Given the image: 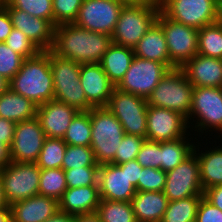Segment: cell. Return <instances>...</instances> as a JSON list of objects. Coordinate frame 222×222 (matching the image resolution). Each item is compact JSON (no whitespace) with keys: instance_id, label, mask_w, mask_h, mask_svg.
Instances as JSON below:
<instances>
[{"instance_id":"cell-1","label":"cell","mask_w":222,"mask_h":222,"mask_svg":"<svg viewBox=\"0 0 222 222\" xmlns=\"http://www.w3.org/2000/svg\"><path fill=\"white\" fill-rule=\"evenodd\" d=\"M112 44L111 35L96 33L74 23L57 25L51 51L79 64L100 63Z\"/></svg>"},{"instance_id":"cell-2","label":"cell","mask_w":222,"mask_h":222,"mask_svg":"<svg viewBox=\"0 0 222 222\" xmlns=\"http://www.w3.org/2000/svg\"><path fill=\"white\" fill-rule=\"evenodd\" d=\"M9 88L37 106L53 100L49 51H40L36 56L26 58L18 73L9 81Z\"/></svg>"},{"instance_id":"cell-3","label":"cell","mask_w":222,"mask_h":222,"mask_svg":"<svg viewBox=\"0 0 222 222\" xmlns=\"http://www.w3.org/2000/svg\"><path fill=\"white\" fill-rule=\"evenodd\" d=\"M90 122V147L96 163L99 166L112 163L125 134L121 123L107 107L90 109Z\"/></svg>"},{"instance_id":"cell-4","label":"cell","mask_w":222,"mask_h":222,"mask_svg":"<svg viewBox=\"0 0 222 222\" xmlns=\"http://www.w3.org/2000/svg\"><path fill=\"white\" fill-rule=\"evenodd\" d=\"M50 67L54 83V99L73 106L79 111H89L93 106L87 101L80 83V64L57 56L49 50Z\"/></svg>"},{"instance_id":"cell-5","label":"cell","mask_w":222,"mask_h":222,"mask_svg":"<svg viewBox=\"0 0 222 222\" xmlns=\"http://www.w3.org/2000/svg\"><path fill=\"white\" fill-rule=\"evenodd\" d=\"M194 86L181 68L170 69L147 97L148 106L166 108L189 117Z\"/></svg>"},{"instance_id":"cell-6","label":"cell","mask_w":222,"mask_h":222,"mask_svg":"<svg viewBox=\"0 0 222 222\" xmlns=\"http://www.w3.org/2000/svg\"><path fill=\"white\" fill-rule=\"evenodd\" d=\"M160 6L125 4L121 10L112 37V43L134 48L156 22Z\"/></svg>"},{"instance_id":"cell-7","label":"cell","mask_w":222,"mask_h":222,"mask_svg":"<svg viewBox=\"0 0 222 222\" xmlns=\"http://www.w3.org/2000/svg\"><path fill=\"white\" fill-rule=\"evenodd\" d=\"M106 107L119 120L125 134L146 139L148 108L146 98L114 88Z\"/></svg>"},{"instance_id":"cell-8","label":"cell","mask_w":222,"mask_h":222,"mask_svg":"<svg viewBox=\"0 0 222 222\" xmlns=\"http://www.w3.org/2000/svg\"><path fill=\"white\" fill-rule=\"evenodd\" d=\"M193 117V118H192ZM191 118L195 122L196 130L206 133L219 131L222 134V88L220 87H194L192 94V104L189 117L186 119L189 124ZM196 118V120H194ZM190 119V120H189ZM205 130V132H203Z\"/></svg>"},{"instance_id":"cell-9","label":"cell","mask_w":222,"mask_h":222,"mask_svg":"<svg viewBox=\"0 0 222 222\" xmlns=\"http://www.w3.org/2000/svg\"><path fill=\"white\" fill-rule=\"evenodd\" d=\"M5 200L10 206L39 194L40 168L36 163L11 161L0 169Z\"/></svg>"},{"instance_id":"cell-10","label":"cell","mask_w":222,"mask_h":222,"mask_svg":"<svg viewBox=\"0 0 222 222\" xmlns=\"http://www.w3.org/2000/svg\"><path fill=\"white\" fill-rule=\"evenodd\" d=\"M170 69H173L170 64L134 56L129 69L115 88L147 99Z\"/></svg>"},{"instance_id":"cell-11","label":"cell","mask_w":222,"mask_h":222,"mask_svg":"<svg viewBox=\"0 0 222 222\" xmlns=\"http://www.w3.org/2000/svg\"><path fill=\"white\" fill-rule=\"evenodd\" d=\"M156 22L162 27L166 38L170 65L181 68L198 54V30L167 18L161 11Z\"/></svg>"},{"instance_id":"cell-12","label":"cell","mask_w":222,"mask_h":222,"mask_svg":"<svg viewBox=\"0 0 222 222\" xmlns=\"http://www.w3.org/2000/svg\"><path fill=\"white\" fill-rule=\"evenodd\" d=\"M160 11L169 19L199 30L218 21L217 0H161Z\"/></svg>"},{"instance_id":"cell-13","label":"cell","mask_w":222,"mask_h":222,"mask_svg":"<svg viewBox=\"0 0 222 222\" xmlns=\"http://www.w3.org/2000/svg\"><path fill=\"white\" fill-rule=\"evenodd\" d=\"M124 5L120 0H83L74 24L92 32L112 35Z\"/></svg>"},{"instance_id":"cell-14","label":"cell","mask_w":222,"mask_h":222,"mask_svg":"<svg viewBox=\"0 0 222 222\" xmlns=\"http://www.w3.org/2000/svg\"><path fill=\"white\" fill-rule=\"evenodd\" d=\"M164 195L168 201H177L192 196H203L199 163L193 152L173 170L166 172Z\"/></svg>"},{"instance_id":"cell-15","label":"cell","mask_w":222,"mask_h":222,"mask_svg":"<svg viewBox=\"0 0 222 222\" xmlns=\"http://www.w3.org/2000/svg\"><path fill=\"white\" fill-rule=\"evenodd\" d=\"M45 139V133L37 117L16 123L10 147L11 161L35 163Z\"/></svg>"},{"instance_id":"cell-16","label":"cell","mask_w":222,"mask_h":222,"mask_svg":"<svg viewBox=\"0 0 222 222\" xmlns=\"http://www.w3.org/2000/svg\"><path fill=\"white\" fill-rule=\"evenodd\" d=\"M146 125L147 140L161 142L189 137L186 118L166 108L148 106Z\"/></svg>"},{"instance_id":"cell-17","label":"cell","mask_w":222,"mask_h":222,"mask_svg":"<svg viewBox=\"0 0 222 222\" xmlns=\"http://www.w3.org/2000/svg\"><path fill=\"white\" fill-rule=\"evenodd\" d=\"M98 186L100 199L103 200L131 202L137 192L127 176V162L100 165Z\"/></svg>"},{"instance_id":"cell-18","label":"cell","mask_w":222,"mask_h":222,"mask_svg":"<svg viewBox=\"0 0 222 222\" xmlns=\"http://www.w3.org/2000/svg\"><path fill=\"white\" fill-rule=\"evenodd\" d=\"M13 28L22 31L41 51H49L54 43L55 27L45 19L36 18L25 11L12 7L6 0Z\"/></svg>"},{"instance_id":"cell-19","label":"cell","mask_w":222,"mask_h":222,"mask_svg":"<svg viewBox=\"0 0 222 222\" xmlns=\"http://www.w3.org/2000/svg\"><path fill=\"white\" fill-rule=\"evenodd\" d=\"M78 112L75 107L53 99L37 107L36 117L46 137L63 138Z\"/></svg>"},{"instance_id":"cell-20","label":"cell","mask_w":222,"mask_h":222,"mask_svg":"<svg viewBox=\"0 0 222 222\" xmlns=\"http://www.w3.org/2000/svg\"><path fill=\"white\" fill-rule=\"evenodd\" d=\"M80 83L93 107H106L115 86L100 63L80 64Z\"/></svg>"},{"instance_id":"cell-21","label":"cell","mask_w":222,"mask_h":222,"mask_svg":"<svg viewBox=\"0 0 222 222\" xmlns=\"http://www.w3.org/2000/svg\"><path fill=\"white\" fill-rule=\"evenodd\" d=\"M181 69L194 87L222 88V59L196 54Z\"/></svg>"},{"instance_id":"cell-22","label":"cell","mask_w":222,"mask_h":222,"mask_svg":"<svg viewBox=\"0 0 222 222\" xmlns=\"http://www.w3.org/2000/svg\"><path fill=\"white\" fill-rule=\"evenodd\" d=\"M10 208L12 222H45L59 211V204L53 198L38 194L11 204Z\"/></svg>"},{"instance_id":"cell-23","label":"cell","mask_w":222,"mask_h":222,"mask_svg":"<svg viewBox=\"0 0 222 222\" xmlns=\"http://www.w3.org/2000/svg\"><path fill=\"white\" fill-rule=\"evenodd\" d=\"M99 203L98 185L67 188L58 201L60 211L75 216L96 212Z\"/></svg>"},{"instance_id":"cell-24","label":"cell","mask_w":222,"mask_h":222,"mask_svg":"<svg viewBox=\"0 0 222 222\" xmlns=\"http://www.w3.org/2000/svg\"><path fill=\"white\" fill-rule=\"evenodd\" d=\"M168 202L163 191H137L131 200L137 222H161Z\"/></svg>"},{"instance_id":"cell-25","label":"cell","mask_w":222,"mask_h":222,"mask_svg":"<svg viewBox=\"0 0 222 222\" xmlns=\"http://www.w3.org/2000/svg\"><path fill=\"white\" fill-rule=\"evenodd\" d=\"M136 57L170 64V56L162 27L155 22L133 48Z\"/></svg>"},{"instance_id":"cell-26","label":"cell","mask_w":222,"mask_h":222,"mask_svg":"<svg viewBox=\"0 0 222 222\" xmlns=\"http://www.w3.org/2000/svg\"><path fill=\"white\" fill-rule=\"evenodd\" d=\"M135 54L132 48L112 43L100 62L110 82L116 87L123 79Z\"/></svg>"},{"instance_id":"cell-27","label":"cell","mask_w":222,"mask_h":222,"mask_svg":"<svg viewBox=\"0 0 222 222\" xmlns=\"http://www.w3.org/2000/svg\"><path fill=\"white\" fill-rule=\"evenodd\" d=\"M37 105L10 88L0 95V117L14 123L36 117Z\"/></svg>"},{"instance_id":"cell-28","label":"cell","mask_w":222,"mask_h":222,"mask_svg":"<svg viewBox=\"0 0 222 222\" xmlns=\"http://www.w3.org/2000/svg\"><path fill=\"white\" fill-rule=\"evenodd\" d=\"M194 146L193 152L197 156L200 180L203 190L222 185V146L210 147V150L199 153V145ZM197 149V150H196Z\"/></svg>"},{"instance_id":"cell-29","label":"cell","mask_w":222,"mask_h":222,"mask_svg":"<svg viewBox=\"0 0 222 222\" xmlns=\"http://www.w3.org/2000/svg\"><path fill=\"white\" fill-rule=\"evenodd\" d=\"M186 138L160 142L161 169L164 172L173 170L193 153L195 144Z\"/></svg>"},{"instance_id":"cell-30","label":"cell","mask_w":222,"mask_h":222,"mask_svg":"<svg viewBox=\"0 0 222 222\" xmlns=\"http://www.w3.org/2000/svg\"><path fill=\"white\" fill-rule=\"evenodd\" d=\"M198 54L222 59V25L218 21L198 30Z\"/></svg>"},{"instance_id":"cell-31","label":"cell","mask_w":222,"mask_h":222,"mask_svg":"<svg viewBox=\"0 0 222 222\" xmlns=\"http://www.w3.org/2000/svg\"><path fill=\"white\" fill-rule=\"evenodd\" d=\"M203 196L169 201L161 222H195L197 208Z\"/></svg>"},{"instance_id":"cell-32","label":"cell","mask_w":222,"mask_h":222,"mask_svg":"<svg viewBox=\"0 0 222 222\" xmlns=\"http://www.w3.org/2000/svg\"><path fill=\"white\" fill-rule=\"evenodd\" d=\"M95 213L101 222H137L131 202L100 199Z\"/></svg>"},{"instance_id":"cell-33","label":"cell","mask_w":222,"mask_h":222,"mask_svg":"<svg viewBox=\"0 0 222 222\" xmlns=\"http://www.w3.org/2000/svg\"><path fill=\"white\" fill-rule=\"evenodd\" d=\"M63 141L67 145H91V122H90V110L79 111L69 127L66 134L63 137Z\"/></svg>"},{"instance_id":"cell-34","label":"cell","mask_w":222,"mask_h":222,"mask_svg":"<svg viewBox=\"0 0 222 222\" xmlns=\"http://www.w3.org/2000/svg\"><path fill=\"white\" fill-rule=\"evenodd\" d=\"M67 188L64 169H40L39 195L59 201Z\"/></svg>"},{"instance_id":"cell-35","label":"cell","mask_w":222,"mask_h":222,"mask_svg":"<svg viewBox=\"0 0 222 222\" xmlns=\"http://www.w3.org/2000/svg\"><path fill=\"white\" fill-rule=\"evenodd\" d=\"M66 147L63 138L46 137L35 163L40 169L62 168Z\"/></svg>"},{"instance_id":"cell-36","label":"cell","mask_w":222,"mask_h":222,"mask_svg":"<svg viewBox=\"0 0 222 222\" xmlns=\"http://www.w3.org/2000/svg\"><path fill=\"white\" fill-rule=\"evenodd\" d=\"M99 166L94 158L93 150L90 146L67 145L63 157L62 169Z\"/></svg>"},{"instance_id":"cell-37","label":"cell","mask_w":222,"mask_h":222,"mask_svg":"<svg viewBox=\"0 0 222 222\" xmlns=\"http://www.w3.org/2000/svg\"><path fill=\"white\" fill-rule=\"evenodd\" d=\"M12 7L48 20L54 26L52 0H6Z\"/></svg>"},{"instance_id":"cell-38","label":"cell","mask_w":222,"mask_h":222,"mask_svg":"<svg viewBox=\"0 0 222 222\" xmlns=\"http://www.w3.org/2000/svg\"><path fill=\"white\" fill-rule=\"evenodd\" d=\"M99 166H86L65 171V179L68 188L98 185Z\"/></svg>"},{"instance_id":"cell-39","label":"cell","mask_w":222,"mask_h":222,"mask_svg":"<svg viewBox=\"0 0 222 222\" xmlns=\"http://www.w3.org/2000/svg\"><path fill=\"white\" fill-rule=\"evenodd\" d=\"M82 3L83 0H52L54 27L74 23Z\"/></svg>"},{"instance_id":"cell-40","label":"cell","mask_w":222,"mask_h":222,"mask_svg":"<svg viewBox=\"0 0 222 222\" xmlns=\"http://www.w3.org/2000/svg\"><path fill=\"white\" fill-rule=\"evenodd\" d=\"M25 58L0 42V75L9 81L18 73Z\"/></svg>"},{"instance_id":"cell-41","label":"cell","mask_w":222,"mask_h":222,"mask_svg":"<svg viewBox=\"0 0 222 222\" xmlns=\"http://www.w3.org/2000/svg\"><path fill=\"white\" fill-rule=\"evenodd\" d=\"M145 138L136 135L124 134L119 149L116 150L113 164L119 165L137 158V154Z\"/></svg>"},{"instance_id":"cell-42","label":"cell","mask_w":222,"mask_h":222,"mask_svg":"<svg viewBox=\"0 0 222 222\" xmlns=\"http://www.w3.org/2000/svg\"><path fill=\"white\" fill-rule=\"evenodd\" d=\"M6 45L25 59L36 56L41 50L20 30L12 29Z\"/></svg>"},{"instance_id":"cell-43","label":"cell","mask_w":222,"mask_h":222,"mask_svg":"<svg viewBox=\"0 0 222 222\" xmlns=\"http://www.w3.org/2000/svg\"><path fill=\"white\" fill-rule=\"evenodd\" d=\"M166 183V172L162 169L147 167L141 171L137 191H163Z\"/></svg>"},{"instance_id":"cell-44","label":"cell","mask_w":222,"mask_h":222,"mask_svg":"<svg viewBox=\"0 0 222 222\" xmlns=\"http://www.w3.org/2000/svg\"><path fill=\"white\" fill-rule=\"evenodd\" d=\"M136 160L143 168L161 169L160 142L145 139Z\"/></svg>"},{"instance_id":"cell-45","label":"cell","mask_w":222,"mask_h":222,"mask_svg":"<svg viewBox=\"0 0 222 222\" xmlns=\"http://www.w3.org/2000/svg\"><path fill=\"white\" fill-rule=\"evenodd\" d=\"M195 222H222V211L202 197L197 208Z\"/></svg>"},{"instance_id":"cell-46","label":"cell","mask_w":222,"mask_h":222,"mask_svg":"<svg viewBox=\"0 0 222 222\" xmlns=\"http://www.w3.org/2000/svg\"><path fill=\"white\" fill-rule=\"evenodd\" d=\"M16 123L0 117V142L11 147Z\"/></svg>"},{"instance_id":"cell-47","label":"cell","mask_w":222,"mask_h":222,"mask_svg":"<svg viewBox=\"0 0 222 222\" xmlns=\"http://www.w3.org/2000/svg\"><path fill=\"white\" fill-rule=\"evenodd\" d=\"M13 29L12 21L7 9H0V42H5Z\"/></svg>"},{"instance_id":"cell-48","label":"cell","mask_w":222,"mask_h":222,"mask_svg":"<svg viewBox=\"0 0 222 222\" xmlns=\"http://www.w3.org/2000/svg\"><path fill=\"white\" fill-rule=\"evenodd\" d=\"M203 197L222 211V185L209 187L204 190Z\"/></svg>"},{"instance_id":"cell-49","label":"cell","mask_w":222,"mask_h":222,"mask_svg":"<svg viewBox=\"0 0 222 222\" xmlns=\"http://www.w3.org/2000/svg\"><path fill=\"white\" fill-rule=\"evenodd\" d=\"M142 169L143 167L137 162L136 159L127 162V176L130 182L136 187V190Z\"/></svg>"},{"instance_id":"cell-50","label":"cell","mask_w":222,"mask_h":222,"mask_svg":"<svg viewBox=\"0 0 222 222\" xmlns=\"http://www.w3.org/2000/svg\"><path fill=\"white\" fill-rule=\"evenodd\" d=\"M45 222H75V215L67 214L59 210Z\"/></svg>"},{"instance_id":"cell-51","label":"cell","mask_w":222,"mask_h":222,"mask_svg":"<svg viewBox=\"0 0 222 222\" xmlns=\"http://www.w3.org/2000/svg\"><path fill=\"white\" fill-rule=\"evenodd\" d=\"M11 162L10 148L0 142V169L5 168Z\"/></svg>"},{"instance_id":"cell-52","label":"cell","mask_w":222,"mask_h":222,"mask_svg":"<svg viewBox=\"0 0 222 222\" xmlns=\"http://www.w3.org/2000/svg\"><path fill=\"white\" fill-rule=\"evenodd\" d=\"M124 4L145 5V6H160L161 0H120Z\"/></svg>"},{"instance_id":"cell-53","label":"cell","mask_w":222,"mask_h":222,"mask_svg":"<svg viewBox=\"0 0 222 222\" xmlns=\"http://www.w3.org/2000/svg\"><path fill=\"white\" fill-rule=\"evenodd\" d=\"M75 222H101L98 215L94 213L81 214L75 216Z\"/></svg>"},{"instance_id":"cell-54","label":"cell","mask_w":222,"mask_h":222,"mask_svg":"<svg viewBox=\"0 0 222 222\" xmlns=\"http://www.w3.org/2000/svg\"><path fill=\"white\" fill-rule=\"evenodd\" d=\"M0 222H12L11 208H0Z\"/></svg>"},{"instance_id":"cell-55","label":"cell","mask_w":222,"mask_h":222,"mask_svg":"<svg viewBox=\"0 0 222 222\" xmlns=\"http://www.w3.org/2000/svg\"><path fill=\"white\" fill-rule=\"evenodd\" d=\"M0 208H10V206L5 200L1 174H0Z\"/></svg>"},{"instance_id":"cell-56","label":"cell","mask_w":222,"mask_h":222,"mask_svg":"<svg viewBox=\"0 0 222 222\" xmlns=\"http://www.w3.org/2000/svg\"><path fill=\"white\" fill-rule=\"evenodd\" d=\"M9 89V80L0 75V95Z\"/></svg>"},{"instance_id":"cell-57","label":"cell","mask_w":222,"mask_h":222,"mask_svg":"<svg viewBox=\"0 0 222 222\" xmlns=\"http://www.w3.org/2000/svg\"><path fill=\"white\" fill-rule=\"evenodd\" d=\"M218 22L222 25V8L219 9Z\"/></svg>"},{"instance_id":"cell-58","label":"cell","mask_w":222,"mask_h":222,"mask_svg":"<svg viewBox=\"0 0 222 222\" xmlns=\"http://www.w3.org/2000/svg\"><path fill=\"white\" fill-rule=\"evenodd\" d=\"M217 7H218V10L222 8V0H217Z\"/></svg>"},{"instance_id":"cell-59","label":"cell","mask_w":222,"mask_h":222,"mask_svg":"<svg viewBox=\"0 0 222 222\" xmlns=\"http://www.w3.org/2000/svg\"><path fill=\"white\" fill-rule=\"evenodd\" d=\"M5 0H0V9L4 6Z\"/></svg>"}]
</instances>
